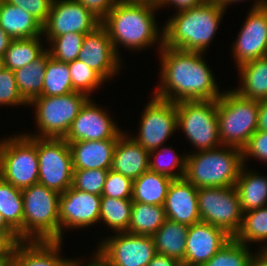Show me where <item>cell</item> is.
I'll use <instances>...</instances> for the list:
<instances>
[{
    "label": "cell",
    "mask_w": 267,
    "mask_h": 266,
    "mask_svg": "<svg viewBox=\"0 0 267 266\" xmlns=\"http://www.w3.org/2000/svg\"><path fill=\"white\" fill-rule=\"evenodd\" d=\"M160 83L155 97L171 101L218 100L220 92L202 52L160 46ZM159 87V88H158Z\"/></svg>",
    "instance_id": "6da1fadb"
},
{
    "label": "cell",
    "mask_w": 267,
    "mask_h": 266,
    "mask_svg": "<svg viewBox=\"0 0 267 266\" xmlns=\"http://www.w3.org/2000/svg\"><path fill=\"white\" fill-rule=\"evenodd\" d=\"M157 9L153 1L119 0L101 21L119 57L118 44L134 51L145 49L157 40L160 41L159 46L163 45V28L162 35H159L155 23L154 13Z\"/></svg>",
    "instance_id": "7a4b0ae2"
},
{
    "label": "cell",
    "mask_w": 267,
    "mask_h": 266,
    "mask_svg": "<svg viewBox=\"0 0 267 266\" xmlns=\"http://www.w3.org/2000/svg\"><path fill=\"white\" fill-rule=\"evenodd\" d=\"M224 12L225 9L216 0H207L200 6L176 12L164 23L166 25L163 27V45L205 53L217 32Z\"/></svg>",
    "instance_id": "3957f363"
},
{
    "label": "cell",
    "mask_w": 267,
    "mask_h": 266,
    "mask_svg": "<svg viewBox=\"0 0 267 266\" xmlns=\"http://www.w3.org/2000/svg\"><path fill=\"white\" fill-rule=\"evenodd\" d=\"M242 166V149L222 145L186 153L184 178L198 189L235 186Z\"/></svg>",
    "instance_id": "277c9868"
},
{
    "label": "cell",
    "mask_w": 267,
    "mask_h": 266,
    "mask_svg": "<svg viewBox=\"0 0 267 266\" xmlns=\"http://www.w3.org/2000/svg\"><path fill=\"white\" fill-rule=\"evenodd\" d=\"M60 195L39 183L22 189L23 241H59Z\"/></svg>",
    "instance_id": "5b68a950"
},
{
    "label": "cell",
    "mask_w": 267,
    "mask_h": 266,
    "mask_svg": "<svg viewBox=\"0 0 267 266\" xmlns=\"http://www.w3.org/2000/svg\"><path fill=\"white\" fill-rule=\"evenodd\" d=\"M259 101L245 98L228 90L217 100L220 142L243 149L257 131Z\"/></svg>",
    "instance_id": "8992f818"
},
{
    "label": "cell",
    "mask_w": 267,
    "mask_h": 266,
    "mask_svg": "<svg viewBox=\"0 0 267 266\" xmlns=\"http://www.w3.org/2000/svg\"><path fill=\"white\" fill-rule=\"evenodd\" d=\"M89 96L81 92H70L61 96H38L28 105L35 107V120L39 134H24L37 138H64L73 120L77 117Z\"/></svg>",
    "instance_id": "52a82bcc"
},
{
    "label": "cell",
    "mask_w": 267,
    "mask_h": 266,
    "mask_svg": "<svg viewBox=\"0 0 267 266\" xmlns=\"http://www.w3.org/2000/svg\"><path fill=\"white\" fill-rule=\"evenodd\" d=\"M0 177L21 190L38 183L36 137L21 133L1 140Z\"/></svg>",
    "instance_id": "ba28073f"
},
{
    "label": "cell",
    "mask_w": 267,
    "mask_h": 266,
    "mask_svg": "<svg viewBox=\"0 0 267 266\" xmlns=\"http://www.w3.org/2000/svg\"><path fill=\"white\" fill-rule=\"evenodd\" d=\"M178 129L198 151L222 146L217 119V100L180 101L176 103Z\"/></svg>",
    "instance_id": "9c48e42d"
},
{
    "label": "cell",
    "mask_w": 267,
    "mask_h": 266,
    "mask_svg": "<svg viewBox=\"0 0 267 266\" xmlns=\"http://www.w3.org/2000/svg\"><path fill=\"white\" fill-rule=\"evenodd\" d=\"M197 198L201 221L219 227L231 237H235L243 221L235 186L200 188Z\"/></svg>",
    "instance_id": "30bf717a"
},
{
    "label": "cell",
    "mask_w": 267,
    "mask_h": 266,
    "mask_svg": "<svg viewBox=\"0 0 267 266\" xmlns=\"http://www.w3.org/2000/svg\"><path fill=\"white\" fill-rule=\"evenodd\" d=\"M38 183L58 193L72 186L73 162L69 143L64 138H37Z\"/></svg>",
    "instance_id": "8fae6325"
},
{
    "label": "cell",
    "mask_w": 267,
    "mask_h": 266,
    "mask_svg": "<svg viewBox=\"0 0 267 266\" xmlns=\"http://www.w3.org/2000/svg\"><path fill=\"white\" fill-rule=\"evenodd\" d=\"M103 239L94 254L104 266H147L155 256L152 236L116 232Z\"/></svg>",
    "instance_id": "7c38bea8"
},
{
    "label": "cell",
    "mask_w": 267,
    "mask_h": 266,
    "mask_svg": "<svg viewBox=\"0 0 267 266\" xmlns=\"http://www.w3.org/2000/svg\"><path fill=\"white\" fill-rule=\"evenodd\" d=\"M139 134L132 138L147 151L158 149L178 130L176 103L152 97L141 115Z\"/></svg>",
    "instance_id": "4fadbf2b"
},
{
    "label": "cell",
    "mask_w": 267,
    "mask_h": 266,
    "mask_svg": "<svg viewBox=\"0 0 267 266\" xmlns=\"http://www.w3.org/2000/svg\"><path fill=\"white\" fill-rule=\"evenodd\" d=\"M101 21L81 3L75 0H53L43 35L47 41L66 33L88 34L93 32Z\"/></svg>",
    "instance_id": "5bb4252c"
},
{
    "label": "cell",
    "mask_w": 267,
    "mask_h": 266,
    "mask_svg": "<svg viewBox=\"0 0 267 266\" xmlns=\"http://www.w3.org/2000/svg\"><path fill=\"white\" fill-rule=\"evenodd\" d=\"M101 197L69 187L59 198V241L63 228H85L99 222Z\"/></svg>",
    "instance_id": "9a60e30c"
},
{
    "label": "cell",
    "mask_w": 267,
    "mask_h": 266,
    "mask_svg": "<svg viewBox=\"0 0 267 266\" xmlns=\"http://www.w3.org/2000/svg\"><path fill=\"white\" fill-rule=\"evenodd\" d=\"M90 98L82 107L64 137L67 142L118 139L123 133L107 111Z\"/></svg>",
    "instance_id": "2e32d148"
},
{
    "label": "cell",
    "mask_w": 267,
    "mask_h": 266,
    "mask_svg": "<svg viewBox=\"0 0 267 266\" xmlns=\"http://www.w3.org/2000/svg\"><path fill=\"white\" fill-rule=\"evenodd\" d=\"M249 11L232 48L237 67L267 56V6Z\"/></svg>",
    "instance_id": "e0dca14e"
},
{
    "label": "cell",
    "mask_w": 267,
    "mask_h": 266,
    "mask_svg": "<svg viewBox=\"0 0 267 266\" xmlns=\"http://www.w3.org/2000/svg\"><path fill=\"white\" fill-rule=\"evenodd\" d=\"M88 67L98 72L105 80L119 73L121 58L117 55L107 30L98 26L85 34L78 58Z\"/></svg>",
    "instance_id": "ac0fdd59"
},
{
    "label": "cell",
    "mask_w": 267,
    "mask_h": 266,
    "mask_svg": "<svg viewBox=\"0 0 267 266\" xmlns=\"http://www.w3.org/2000/svg\"><path fill=\"white\" fill-rule=\"evenodd\" d=\"M232 237L223 229L200 221L189 226L182 266H203Z\"/></svg>",
    "instance_id": "d6986e66"
},
{
    "label": "cell",
    "mask_w": 267,
    "mask_h": 266,
    "mask_svg": "<svg viewBox=\"0 0 267 266\" xmlns=\"http://www.w3.org/2000/svg\"><path fill=\"white\" fill-rule=\"evenodd\" d=\"M197 192L184 177L173 179L163 205L166 218L188 227L200 222Z\"/></svg>",
    "instance_id": "ffe728a7"
},
{
    "label": "cell",
    "mask_w": 267,
    "mask_h": 266,
    "mask_svg": "<svg viewBox=\"0 0 267 266\" xmlns=\"http://www.w3.org/2000/svg\"><path fill=\"white\" fill-rule=\"evenodd\" d=\"M111 170L132 180L137 179L149 170V151L123 132L114 149Z\"/></svg>",
    "instance_id": "44dd1931"
},
{
    "label": "cell",
    "mask_w": 267,
    "mask_h": 266,
    "mask_svg": "<svg viewBox=\"0 0 267 266\" xmlns=\"http://www.w3.org/2000/svg\"><path fill=\"white\" fill-rule=\"evenodd\" d=\"M62 241H20L12 257V266H69L74 259L59 255Z\"/></svg>",
    "instance_id": "7402d4cb"
},
{
    "label": "cell",
    "mask_w": 267,
    "mask_h": 266,
    "mask_svg": "<svg viewBox=\"0 0 267 266\" xmlns=\"http://www.w3.org/2000/svg\"><path fill=\"white\" fill-rule=\"evenodd\" d=\"M117 140L68 142L73 169H111Z\"/></svg>",
    "instance_id": "603a6c76"
},
{
    "label": "cell",
    "mask_w": 267,
    "mask_h": 266,
    "mask_svg": "<svg viewBox=\"0 0 267 266\" xmlns=\"http://www.w3.org/2000/svg\"><path fill=\"white\" fill-rule=\"evenodd\" d=\"M0 27L14 40L43 36V25L23 8L0 0Z\"/></svg>",
    "instance_id": "cb8c5ba5"
},
{
    "label": "cell",
    "mask_w": 267,
    "mask_h": 266,
    "mask_svg": "<svg viewBox=\"0 0 267 266\" xmlns=\"http://www.w3.org/2000/svg\"><path fill=\"white\" fill-rule=\"evenodd\" d=\"M238 70L241 86L233 90L248 99L267 100V56L243 63Z\"/></svg>",
    "instance_id": "d4e9b609"
},
{
    "label": "cell",
    "mask_w": 267,
    "mask_h": 266,
    "mask_svg": "<svg viewBox=\"0 0 267 266\" xmlns=\"http://www.w3.org/2000/svg\"><path fill=\"white\" fill-rule=\"evenodd\" d=\"M245 167L242 166L235 183L243 213L267 205V177Z\"/></svg>",
    "instance_id": "484cf974"
},
{
    "label": "cell",
    "mask_w": 267,
    "mask_h": 266,
    "mask_svg": "<svg viewBox=\"0 0 267 266\" xmlns=\"http://www.w3.org/2000/svg\"><path fill=\"white\" fill-rule=\"evenodd\" d=\"M189 227L166 219L163 225L152 235L155 252L184 262L186 238Z\"/></svg>",
    "instance_id": "4316f807"
},
{
    "label": "cell",
    "mask_w": 267,
    "mask_h": 266,
    "mask_svg": "<svg viewBox=\"0 0 267 266\" xmlns=\"http://www.w3.org/2000/svg\"><path fill=\"white\" fill-rule=\"evenodd\" d=\"M172 180L165 175L147 170L140 177L133 180L131 200L133 202L163 206Z\"/></svg>",
    "instance_id": "83f0119b"
},
{
    "label": "cell",
    "mask_w": 267,
    "mask_h": 266,
    "mask_svg": "<svg viewBox=\"0 0 267 266\" xmlns=\"http://www.w3.org/2000/svg\"><path fill=\"white\" fill-rule=\"evenodd\" d=\"M50 57L46 50L34 62L14 71L19 92L28 103L42 94L43 79Z\"/></svg>",
    "instance_id": "f1b7e54d"
},
{
    "label": "cell",
    "mask_w": 267,
    "mask_h": 266,
    "mask_svg": "<svg viewBox=\"0 0 267 266\" xmlns=\"http://www.w3.org/2000/svg\"><path fill=\"white\" fill-rule=\"evenodd\" d=\"M166 214L161 205L133 202L129 233L152 236L165 222Z\"/></svg>",
    "instance_id": "f546056e"
},
{
    "label": "cell",
    "mask_w": 267,
    "mask_h": 266,
    "mask_svg": "<svg viewBox=\"0 0 267 266\" xmlns=\"http://www.w3.org/2000/svg\"><path fill=\"white\" fill-rule=\"evenodd\" d=\"M23 207L22 190L0 177V213L18 233L21 241H23Z\"/></svg>",
    "instance_id": "4dcf8cb0"
},
{
    "label": "cell",
    "mask_w": 267,
    "mask_h": 266,
    "mask_svg": "<svg viewBox=\"0 0 267 266\" xmlns=\"http://www.w3.org/2000/svg\"><path fill=\"white\" fill-rule=\"evenodd\" d=\"M40 37L12 40L4 55L5 68L15 71L39 58L47 50Z\"/></svg>",
    "instance_id": "1f68e13d"
},
{
    "label": "cell",
    "mask_w": 267,
    "mask_h": 266,
    "mask_svg": "<svg viewBox=\"0 0 267 266\" xmlns=\"http://www.w3.org/2000/svg\"><path fill=\"white\" fill-rule=\"evenodd\" d=\"M131 199L101 197L99 222L103 220L115 232H127L131 220Z\"/></svg>",
    "instance_id": "d6a6232c"
},
{
    "label": "cell",
    "mask_w": 267,
    "mask_h": 266,
    "mask_svg": "<svg viewBox=\"0 0 267 266\" xmlns=\"http://www.w3.org/2000/svg\"><path fill=\"white\" fill-rule=\"evenodd\" d=\"M40 96H61L74 92L68 63L50 57L47 62Z\"/></svg>",
    "instance_id": "836d02e7"
},
{
    "label": "cell",
    "mask_w": 267,
    "mask_h": 266,
    "mask_svg": "<svg viewBox=\"0 0 267 266\" xmlns=\"http://www.w3.org/2000/svg\"><path fill=\"white\" fill-rule=\"evenodd\" d=\"M234 238L245 245H249V242H265L267 240V205L243 213L241 228ZM262 248L267 249V244Z\"/></svg>",
    "instance_id": "e575fe53"
},
{
    "label": "cell",
    "mask_w": 267,
    "mask_h": 266,
    "mask_svg": "<svg viewBox=\"0 0 267 266\" xmlns=\"http://www.w3.org/2000/svg\"><path fill=\"white\" fill-rule=\"evenodd\" d=\"M158 149L149 152V170L165 175L171 179L183 178L185 174L186 154L183 156L177 155L175 150L171 147L169 148V146H163V148L161 146ZM166 151H169V153L171 152V155ZM165 153L171 156V159H168L169 161L165 160L167 158L165 157ZM174 169H178V171L174 172Z\"/></svg>",
    "instance_id": "d590c367"
},
{
    "label": "cell",
    "mask_w": 267,
    "mask_h": 266,
    "mask_svg": "<svg viewBox=\"0 0 267 266\" xmlns=\"http://www.w3.org/2000/svg\"><path fill=\"white\" fill-rule=\"evenodd\" d=\"M251 253L248 245L232 237L203 266H250Z\"/></svg>",
    "instance_id": "8d00e7d4"
},
{
    "label": "cell",
    "mask_w": 267,
    "mask_h": 266,
    "mask_svg": "<svg viewBox=\"0 0 267 266\" xmlns=\"http://www.w3.org/2000/svg\"><path fill=\"white\" fill-rule=\"evenodd\" d=\"M68 66L72 87L77 92L91 97V92L105 82V79L98 72L88 67L79 59L69 62Z\"/></svg>",
    "instance_id": "74e56055"
},
{
    "label": "cell",
    "mask_w": 267,
    "mask_h": 266,
    "mask_svg": "<svg viewBox=\"0 0 267 266\" xmlns=\"http://www.w3.org/2000/svg\"><path fill=\"white\" fill-rule=\"evenodd\" d=\"M85 34L66 33L52 38L47 48L50 56L57 61L69 63L78 58Z\"/></svg>",
    "instance_id": "f35d334b"
},
{
    "label": "cell",
    "mask_w": 267,
    "mask_h": 266,
    "mask_svg": "<svg viewBox=\"0 0 267 266\" xmlns=\"http://www.w3.org/2000/svg\"><path fill=\"white\" fill-rule=\"evenodd\" d=\"M110 169H74L72 187L102 196L104 184Z\"/></svg>",
    "instance_id": "ab89813d"
},
{
    "label": "cell",
    "mask_w": 267,
    "mask_h": 266,
    "mask_svg": "<svg viewBox=\"0 0 267 266\" xmlns=\"http://www.w3.org/2000/svg\"><path fill=\"white\" fill-rule=\"evenodd\" d=\"M28 105L17 87L14 71L4 68L0 71V106Z\"/></svg>",
    "instance_id": "60d3db41"
},
{
    "label": "cell",
    "mask_w": 267,
    "mask_h": 266,
    "mask_svg": "<svg viewBox=\"0 0 267 266\" xmlns=\"http://www.w3.org/2000/svg\"><path fill=\"white\" fill-rule=\"evenodd\" d=\"M133 180L111 169L108 172L102 196L118 199H131Z\"/></svg>",
    "instance_id": "b9f144b4"
},
{
    "label": "cell",
    "mask_w": 267,
    "mask_h": 266,
    "mask_svg": "<svg viewBox=\"0 0 267 266\" xmlns=\"http://www.w3.org/2000/svg\"><path fill=\"white\" fill-rule=\"evenodd\" d=\"M243 165L249 157L267 162V132L257 130L242 149Z\"/></svg>",
    "instance_id": "7bdbcfd3"
},
{
    "label": "cell",
    "mask_w": 267,
    "mask_h": 266,
    "mask_svg": "<svg viewBox=\"0 0 267 266\" xmlns=\"http://www.w3.org/2000/svg\"><path fill=\"white\" fill-rule=\"evenodd\" d=\"M10 5H15L23 8L35 19H37L42 25H44L48 19L49 12L53 0H5Z\"/></svg>",
    "instance_id": "ee69618b"
},
{
    "label": "cell",
    "mask_w": 267,
    "mask_h": 266,
    "mask_svg": "<svg viewBox=\"0 0 267 266\" xmlns=\"http://www.w3.org/2000/svg\"><path fill=\"white\" fill-rule=\"evenodd\" d=\"M102 21L119 0H75Z\"/></svg>",
    "instance_id": "f6af8a7d"
},
{
    "label": "cell",
    "mask_w": 267,
    "mask_h": 266,
    "mask_svg": "<svg viewBox=\"0 0 267 266\" xmlns=\"http://www.w3.org/2000/svg\"><path fill=\"white\" fill-rule=\"evenodd\" d=\"M20 241L13 228H0V256H13Z\"/></svg>",
    "instance_id": "bcb514c9"
},
{
    "label": "cell",
    "mask_w": 267,
    "mask_h": 266,
    "mask_svg": "<svg viewBox=\"0 0 267 266\" xmlns=\"http://www.w3.org/2000/svg\"><path fill=\"white\" fill-rule=\"evenodd\" d=\"M207 0H155V5L159 8L164 7L165 5H175L174 7L178 10L176 12L194 8L204 4ZM170 4V5H169Z\"/></svg>",
    "instance_id": "7dc6e473"
},
{
    "label": "cell",
    "mask_w": 267,
    "mask_h": 266,
    "mask_svg": "<svg viewBox=\"0 0 267 266\" xmlns=\"http://www.w3.org/2000/svg\"><path fill=\"white\" fill-rule=\"evenodd\" d=\"M147 266H182V263L172 257L156 253Z\"/></svg>",
    "instance_id": "c3c4849f"
},
{
    "label": "cell",
    "mask_w": 267,
    "mask_h": 266,
    "mask_svg": "<svg viewBox=\"0 0 267 266\" xmlns=\"http://www.w3.org/2000/svg\"><path fill=\"white\" fill-rule=\"evenodd\" d=\"M257 130L267 132V100L259 101Z\"/></svg>",
    "instance_id": "681fc988"
},
{
    "label": "cell",
    "mask_w": 267,
    "mask_h": 266,
    "mask_svg": "<svg viewBox=\"0 0 267 266\" xmlns=\"http://www.w3.org/2000/svg\"><path fill=\"white\" fill-rule=\"evenodd\" d=\"M250 266H267V249H261L254 256L252 254Z\"/></svg>",
    "instance_id": "f907efd6"
},
{
    "label": "cell",
    "mask_w": 267,
    "mask_h": 266,
    "mask_svg": "<svg viewBox=\"0 0 267 266\" xmlns=\"http://www.w3.org/2000/svg\"><path fill=\"white\" fill-rule=\"evenodd\" d=\"M13 39L0 27V55L4 56Z\"/></svg>",
    "instance_id": "816d5d0a"
},
{
    "label": "cell",
    "mask_w": 267,
    "mask_h": 266,
    "mask_svg": "<svg viewBox=\"0 0 267 266\" xmlns=\"http://www.w3.org/2000/svg\"><path fill=\"white\" fill-rule=\"evenodd\" d=\"M218 2V4L223 8V9H226V7L229 5V4H232L233 3H236L237 1H243V0H216ZM267 6V0H258L256 3L254 2V5L252 7V9H255V8H262V7H265Z\"/></svg>",
    "instance_id": "f5cc1de1"
},
{
    "label": "cell",
    "mask_w": 267,
    "mask_h": 266,
    "mask_svg": "<svg viewBox=\"0 0 267 266\" xmlns=\"http://www.w3.org/2000/svg\"><path fill=\"white\" fill-rule=\"evenodd\" d=\"M93 260L90 261V263L84 265L82 261H79L78 259L73 260L69 266H104L103 263L95 256L93 255Z\"/></svg>",
    "instance_id": "db71d44e"
},
{
    "label": "cell",
    "mask_w": 267,
    "mask_h": 266,
    "mask_svg": "<svg viewBox=\"0 0 267 266\" xmlns=\"http://www.w3.org/2000/svg\"><path fill=\"white\" fill-rule=\"evenodd\" d=\"M13 256H0V266H12Z\"/></svg>",
    "instance_id": "11a10c76"
},
{
    "label": "cell",
    "mask_w": 267,
    "mask_h": 266,
    "mask_svg": "<svg viewBox=\"0 0 267 266\" xmlns=\"http://www.w3.org/2000/svg\"><path fill=\"white\" fill-rule=\"evenodd\" d=\"M0 228H12L4 219L3 215L0 213Z\"/></svg>",
    "instance_id": "9f6ffc18"
},
{
    "label": "cell",
    "mask_w": 267,
    "mask_h": 266,
    "mask_svg": "<svg viewBox=\"0 0 267 266\" xmlns=\"http://www.w3.org/2000/svg\"><path fill=\"white\" fill-rule=\"evenodd\" d=\"M5 68L4 56L0 55V71Z\"/></svg>",
    "instance_id": "6f0895ef"
}]
</instances>
